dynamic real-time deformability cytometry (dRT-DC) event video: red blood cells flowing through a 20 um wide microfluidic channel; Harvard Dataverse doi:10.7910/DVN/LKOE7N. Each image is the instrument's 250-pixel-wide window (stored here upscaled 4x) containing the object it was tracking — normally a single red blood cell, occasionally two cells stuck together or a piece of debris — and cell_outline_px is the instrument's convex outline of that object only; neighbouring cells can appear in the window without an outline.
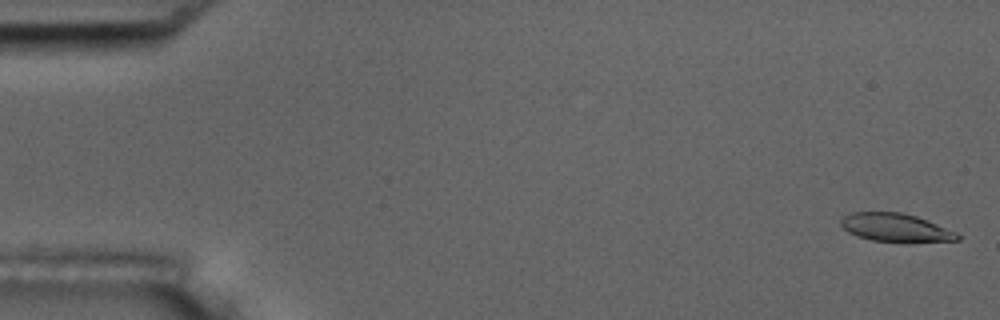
{"species": "common noctule bat (a hibernating species)", "species_latin": "Nyctalus noctula", "temperature_condition": "room temperature", "stored_images_in_passage": 55, "camera_frame_rate_fps": 3000, "um_per_image_px": 0.085, "animal": {"sex": "male", "body_mass_g": 17.5, "forearm_length_mm": 52.3}, "frame": {"image": 1, "passage_image": 2, "time_ms": 0.333, "image_size_px": [1000, 320], "cell_outline_px": [[960, 240], [872, 240], [856, 236], [848, 232], [840, 224], [840, 220], [844, 216], [852, 212], [900, 212], [916, 216], [956, 232], [960, 236]], "centroid_in_image_um": [76.04, 19.31], "position_along_channel_um": 9.0, "area_um2": 18.38}}
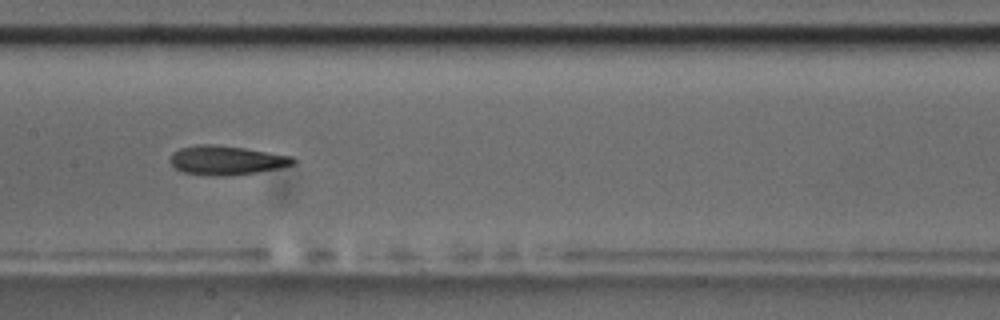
{"frame": {"image": 2, "passage_image": 28, "time_ms": 9.0, "image_size_px": [1000, 320], "cell_outline_px": [[296, 164], [280, 168], [256, 172], [224, 176], [212, 176], [184, 172], [176, 168], [168, 160], [172, 152], [180, 148], [196, 144], [212, 144], [244, 148], [292, 156], [296, 160]], "centroid_in_image_um": [19.24, 13.62], "position_along_channel_um": 188.2, "area_um2": 20.92}}
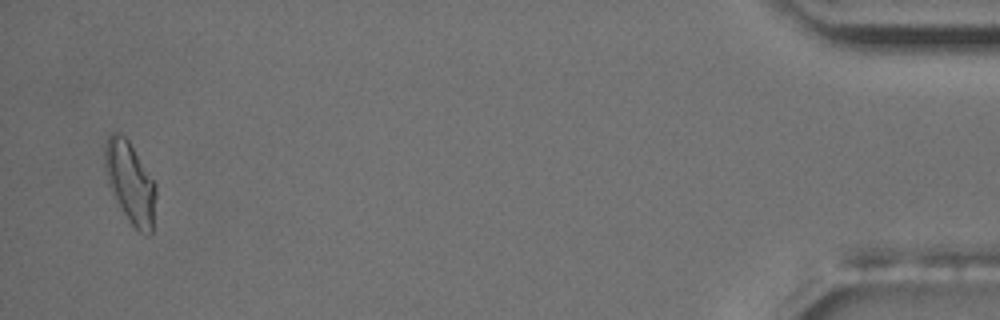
{"frame": {"image": 3, "passage_image": 54, "time_ms": 17.667, "image_size_px": [1000, 320], "cell_outline_px": [[156, 196], [152, 232], [148, 236], [144, 236], [128, 220], [112, 192], [108, 184], [104, 168], [104, 144], [108, 136], [112, 132], [120, 132], [128, 140], [156, 184]], "centroid_in_image_um": [11.06, 15.51], "position_along_channel_um": 424.1, "area_um2": 24.28}, "authors_computed_cell_mechanics": {"area_um2": 20.808, "velocity_mm_per_s": 3.6838, "shape_relaxation_time_tau1_ms": 6.0841, "shape_relaxation_time_tau2_ms": 3.8551, "deformation_change_tau1": 0.2052, "deformation_change_tau2": 0.1272}}